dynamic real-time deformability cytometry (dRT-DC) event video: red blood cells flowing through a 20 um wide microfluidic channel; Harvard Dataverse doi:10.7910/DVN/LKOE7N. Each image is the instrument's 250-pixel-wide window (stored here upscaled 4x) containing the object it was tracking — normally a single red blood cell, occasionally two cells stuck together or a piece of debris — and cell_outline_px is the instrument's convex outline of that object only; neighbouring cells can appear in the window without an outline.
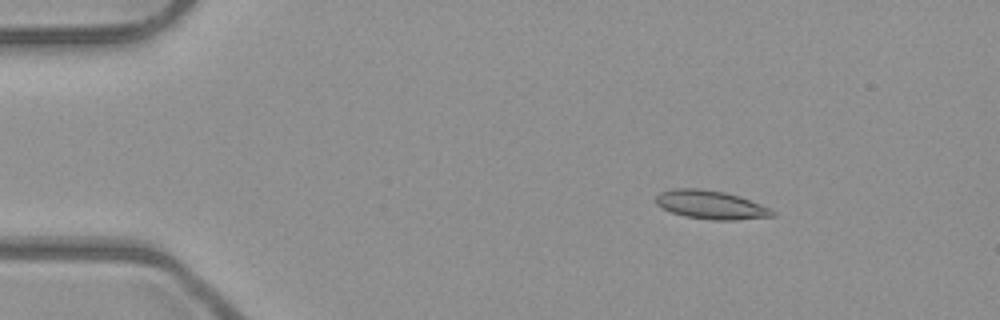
{"species": "common noctule bat (a hibernating species)", "species_latin": "Nyctalus noctula", "temperature_condition": "room temperature", "stored_images_in_passage": 51, "camera_frame_rate_fps": 3000, "um_per_image_px": 0.085, "animal": {"sex": "male", "body_mass_g": 23.1, "forearm_length_mm": 52.7}, "frame": {"image": 1, "passage_image": 7, "time_ms": 2.0, "image_size_px": [1000, 320], "cell_outline_px": [[776, 216], [736, 220], [712, 220], [684, 216], [672, 212], [656, 204], [656, 196], [660, 192], [672, 188], [700, 188], [724, 192], [740, 196], [760, 204], [776, 212]], "centroid_in_image_um": [60.43, 17.4], "position_along_channel_um": 24.6, "area_um2": 19.42}}
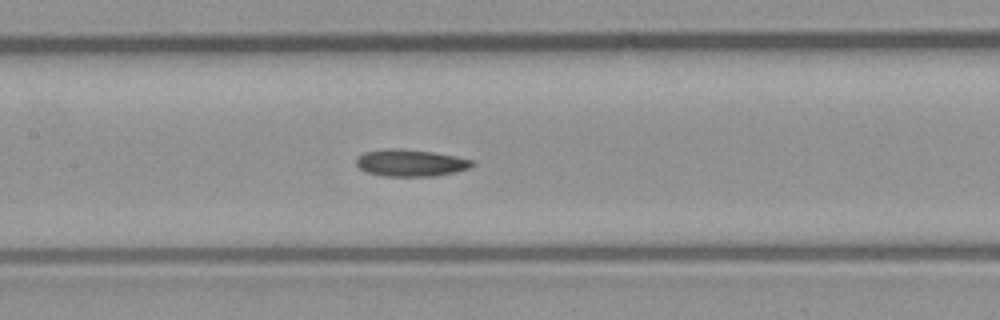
{"frame": {"image": 2, "passage_image": 24, "time_ms": 7.667, "image_size_px": [1000, 320], "cell_outline_px": [[476, 164], [472, 168], [456, 172], [436, 176], [384, 176], [368, 172], [360, 168], [356, 164], [356, 156], [364, 152], [388, 148], [396, 148], [432, 152], [456, 156], [472, 160]], "centroid_in_image_um": [34.93, 13.84], "position_along_channel_um": 172.5, "area_um2": 18.32}}
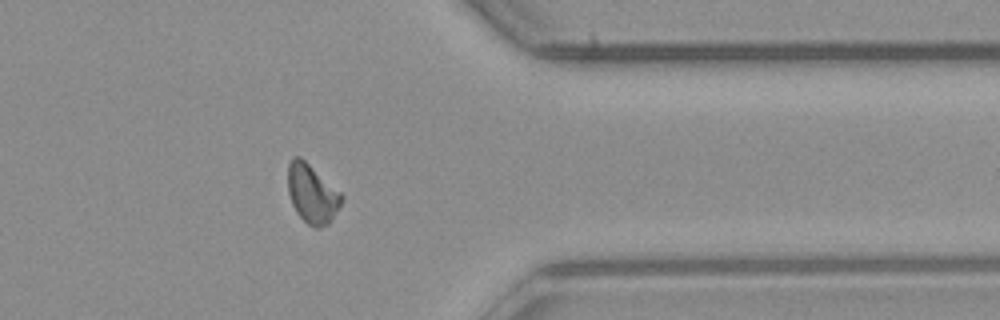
{"frame": {"image": 3, "passage_image": 41, "time_ms": 13.333, "image_size_px": [1000, 320], "cell_outline_px": [[344, 196], [332, 220], [328, 224], [320, 228], [316, 228], [308, 224], [296, 212], [292, 204], [288, 192], [288, 164], [296, 156], [300, 156], [340, 192]], "centroid_in_image_um": [26.52, 16.48], "position_along_channel_um": 384.9, "area_um2": 18.15}}